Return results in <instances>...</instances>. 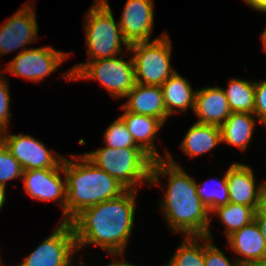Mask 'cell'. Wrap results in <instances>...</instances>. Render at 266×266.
Instances as JSON below:
<instances>
[{"instance_id":"cell-1","label":"cell","mask_w":266,"mask_h":266,"mask_svg":"<svg viewBox=\"0 0 266 266\" xmlns=\"http://www.w3.org/2000/svg\"><path fill=\"white\" fill-rule=\"evenodd\" d=\"M138 191L126 190L120 196L79 212L71 221L77 250L96 245L117 257L124 255L132 235Z\"/></svg>"},{"instance_id":"cell-2","label":"cell","mask_w":266,"mask_h":266,"mask_svg":"<svg viewBox=\"0 0 266 266\" xmlns=\"http://www.w3.org/2000/svg\"><path fill=\"white\" fill-rule=\"evenodd\" d=\"M165 154V159L153 162L150 184H159L162 176L168 178L160 206L170 230L184 233L183 236H207L213 241L209 229L210 212L197 194L196 181L174 161L168 151Z\"/></svg>"},{"instance_id":"cell-3","label":"cell","mask_w":266,"mask_h":266,"mask_svg":"<svg viewBox=\"0 0 266 266\" xmlns=\"http://www.w3.org/2000/svg\"><path fill=\"white\" fill-rule=\"evenodd\" d=\"M80 156V157H79ZM63 160L66 179V222L82 210L120 196L127 189L103 169L92 163L84 153Z\"/></svg>"},{"instance_id":"cell-4","label":"cell","mask_w":266,"mask_h":266,"mask_svg":"<svg viewBox=\"0 0 266 266\" xmlns=\"http://www.w3.org/2000/svg\"><path fill=\"white\" fill-rule=\"evenodd\" d=\"M98 168L115 178L127 190L138 191L135 185H150L154 160L140 147L100 148L84 154Z\"/></svg>"},{"instance_id":"cell-5","label":"cell","mask_w":266,"mask_h":266,"mask_svg":"<svg viewBox=\"0 0 266 266\" xmlns=\"http://www.w3.org/2000/svg\"><path fill=\"white\" fill-rule=\"evenodd\" d=\"M94 2L83 22L89 61L113 58L120 52L124 54L122 46L128 50L129 44L122 35L119 22L114 20L108 1Z\"/></svg>"},{"instance_id":"cell-6","label":"cell","mask_w":266,"mask_h":266,"mask_svg":"<svg viewBox=\"0 0 266 266\" xmlns=\"http://www.w3.org/2000/svg\"><path fill=\"white\" fill-rule=\"evenodd\" d=\"M120 58H106L73 66L61 76L68 80H97L114 98H124L135 85L134 61Z\"/></svg>"},{"instance_id":"cell-7","label":"cell","mask_w":266,"mask_h":266,"mask_svg":"<svg viewBox=\"0 0 266 266\" xmlns=\"http://www.w3.org/2000/svg\"><path fill=\"white\" fill-rule=\"evenodd\" d=\"M172 43L168 34L153 41L135 43L129 46L134 61L135 83L159 86L175 72L170 66Z\"/></svg>"},{"instance_id":"cell-8","label":"cell","mask_w":266,"mask_h":266,"mask_svg":"<svg viewBox=\"0 0 266 266\" xmlns=\"http://www.w3.org/2000/svg\"><path fill=\"white\" fill-rule=\"evenodd\" d=\"M76 239L70 222L59 226L19 266H72L77 252Z\"/></svg>"},{"instance_id":"cell-9","label":"cell","mask_w":266,"mask_h":266,"mask_svg":"<svg viewBox=\"0 0 266 266\" xmlns=\"http://www.w3.org/2000/svg\"><path fill=\"white\" fill-rule=\"evenodd\" d=\"M68 56V53L58 51L53 46L30 48L20 51L4 70L15 76L39 82L57 71Z\"/></svg>"},{"instance_id":"cell-10","label":"cell","mask_w":266,"mask_h":266,"mask_svg":"<svg viewBox=\"0 0 266 266\" xmlns=\"http://www.w3.org/2000/svg\"><path fill=\"white\" fill-rule=\"evenodd\" d=\"M0 140L23 170L57 168L64 160L57 152L53 156L41 141L28 134H8L6 130L0 133Z\"/></svg>"},{"instance_id":"cell-11","label":"cell","mask_w":266,"mask_h":266,"mask_svg":"<svg viewBox=\"0 0 266 266\" xmlns=\"http://www.w3.org/2000/svg\"><path fill=\"white\" fill-rule=\"evenodd\" d=\"M63 162L57 168L24 170L22 179L26 193L34 200H57L62 207L63 218L66 222V179L61 178Z\"/></svg>"},{"instance_id":"cell-12","label":"cell","mask_w":266,"mask_h":266,"mask_svg":"<svg viewBox=\"0 0 266 266\" xmlns=\"http://www.w3.org/2000/svg\"><path fill=\"white\" fill-rule=\"evenodd\" d=\"M35 8L32 5L22 6L8 21L0 26V55L15 51L27 50L24 46L33 43L38 37V24Z\"/></svg>"},{"instance_id":"cell-13","label":"cell","mask_w":266,"mask_h":266,"mask_svg":"<svg viewBox=\"0 0 266 266\" xmlns=\"http://www.w3.org/2000/svg\"><path fill=\"white\" fill-rule=\"evenodd\" d=\"M153 25V0H127L120 17L119 26L129 46L151 41Z\"/></svg>"},{"instance_id":"cell-14","label":"cell","mask_w":266,"mask_h":266,"mask_svg":"<svg viewBox=\"0 0 266 266\" xmlns=\"http://www.w3.org/2000/svg\"><path fill=\"white\" fill-rule=\"evenodd\" d=\"M229 247L240 258L235 259L240 266H255L266 258V241L254 220L227 236Z\"/></svg>"},{"instance_id":"cell-15","label":"cell","mask_w":266,"mask_h":266,"mask_svg":"<svg viewBox=\"0 0 266 266\" xmlns=\"http://www.w3.org/2000/svg\"><path fill=\"white\" fill-rule=\"evenodd\" d=\"M124 98H128V101L121 105L120 108L123 110L158 118L163 124L169 117L163 91L159 86L135 83Z\"/></svg>"},{"instance_id":"cell-16","label":"cell","mask_w":266,"mask_h":266,"mask_svg":"<svg viewBox=\"0 0 266 266\" xmlns=\"http://www.w3.org/2000/svg\"><path fill=\"white\" fill-rule=\"evenodd\" d=\"M229 202L257 209L260 185L255 184L254 171L250 166L233 163L226 172Z\"/></svg>"},{"instance_id":"cell-17","label":"cell","mask_w":266,"mask_h":266,"mask_svg":"<svg viewBox=\"0 0 266 266\" xmlns=\"http://www.w3.org/2000/svg\"><path fill=\"white\" fill-rule=\"evenodd\" d=\"M194 113L197 123L220 127L232 111L222 88L211 86L196 91Z\"/></svg>"},{"instance_id":"cell-18","label":"cell","mask_w":266,"mask_h":266,"mask_svg":"<svg viewBox=\"0 0 266 266\" xmlns=\"http://www.w3.org/2000/svg\"><path fill=\"white\" fill-rule=\"evenodd\" d=\"M119 117L127 126L128 131L131 133L138 147L147 153L154 161L165 159V157L161 156L156 150L154 145L156 134L159 129L164 126L158 118L136 114L127 110Z\"/></svg>"},{"instance_id":"cell-19","label":"cell","mask_w":266,"mask_h":266,"mask_svg":"<svg viewBox=\"0 0 266 266\" xmlns=\"http://www.w3.org/2000/svg\"><path fill=\"white\" fill-rule=\"evenodd\" d=\"M161 88L168 116L179 113L180 110L186 111L190 107L194 111L197 90H192L191 84L177 71L161 85Z\"/></svg>"},{"instance_id":"cell-20","label":"cell","mask_w":266,"mask_h":266,"mask_svg":"<svg viewBox=\"0 0 266 266\" xmlns=\"http://www.w3.org/2000/svg\"><path fill=\"white\" fill-rule=\"evenodd\" d=\"M255 115L246 112H232L220 126L222 142L246 150L253 136Z\"/></svg>"},{"instance_id":"cell-21","label":"cell","mask_w":266,"mask_h":266,"mask_svg":"<svg viewBox=\"0 0 266 266\" xmlns=\"http://www.w3.org/2000/svg\"><path fill=\"white\" fill-rule=\"evenodd\" d=\"M220 143L222 138L219 126L196 122L188 129L180 147L192 158L211 151Z\"/></svg>"},{"instance_id":"cell-22","label":"cell","mask_w":266,"mask_h":266,"mask_svg":"<svg viewBox=\"0 0 266 266\" xmlns=\"http://www.w3.org/2000/svg\"><path fill=\"white\" fill-rule=\"evenodd\" d=\"M222 90L228 100L232 112H246L254 114L255 81L230 78L227 88Z\"/></svg>"},{"instance_id":"cell-23","label":"cell","mask_w":266,"mask_h":266,"mask_svg":"<svg viewBox=\"0 0 266 266\" xmlns=\"http://www.w3.org/2000/svg\"><path fill=\"white\" fill-rule=\"evenodd\" d=\"M255 212L256 209L254 207L229 202L226 205L217 207L211 214L215 213L218 215L220 222H222L226 228L224 233L227 237L231 233L254 221Z\"/></svg>"},{"instance_id":"cell-24","label":"cell","mask_w":266,"mask_h":266,"mask_svg":"<svg viewBox=\"0 0 266 266\" xmlns=\"http://www.w3.org/2000/svg\"><path fill=\"white\" fill-rule=\"evenodd\" d=\"M166 266H205L204 236H185Z\"/></svg>"},{"instance_id":"cell-25","label":"cell","mask_w":266,"mask_h":266,"mask_svg":"<svg viewBox=\"0 0 266 266\" xmlns=\"http://www.w3.org/2000/svg\"><path fill=\"white\" fill-rule=\"evenodd\" d=\"M212 180V183L205 181L204 184H197L196 182V191L202 202V204L208 209L211 213L214 209L219 206L226 205L229 203V191L227 186L226 173L222 179ZM217 183V185H215ZM211 184V186H210Z\"/></svg>"},{"instance_id":"cell-26","label":"cell","mask_w":266,"mask_h":266,"mask_svg":"<svg viewBox=\"0 0 266 266\" xmlns=\"http://www.w3.org/2000/svg\"><path fill=\"white\" fill-rule=\"evenodd\" d=\"M107 147L114 149L126 147H138L123 120L118 117L113 121L104 133Z\"/></svg>"},{"instance_id":"cell-27","label":"cell","mask_w":266,"mask_h":266,"mask_svg":"<svg viewBox=\"0 0 266 266\" xmlns=\"http://www.w3.org/2000/svg\"><path fill=\"white\" fill-rule=\"evenodd\" d=\"M23 168L0 140V184L6 185L11 179L21 178Z\"/></svg>"},{"instance_id":"cell-28","label":"cell","mask_w":266,"mask_h":266,"mask_svg":"<svg viewBox=\"0 0 266 266\" xmlns=\"http://www.w3.org/2000/svg\"><path fill=\"white\" fill-rule=\"evenodd\" d=\"M204 265L205 266H239L235 260L234 263L224 255V253L215 245L212 240L204 236Z\"/></svg>"},{"instance_id":"cell-29","label":"cell","mask_w":266,"mask_h":266,"mask_svg":"<svg viewBox=\"0 0 266 266\" xmlns=\"http://www.w3.org/2000/svg\"><path fill=\"white\" fill-rule=\"evenodd\" d=\"M6 80L7 78L4 79V76L0 74V133L7 130L8 125H10L9 118L11 117L9 111L10 89Z\"/></svg>"},{"instance_id":"cell-30","label":"cell","mask_w":266,"mask_h":266,"mask_svg":"<svg viewBox=\"0 0 266 266\" xmlns=\"http://www.w3.org/2000/svg\"><path fill=\"white\" fill-rule=\"evenodd\" d=\"M254 115L266 127V80L255 81Z\"/></svg>"},{"instance_id":"cell-31","label":"cell","mask_w":266,"mask_h":266,"mask_svg":"<svg viewBox=\"0 0 266 266\" xmlns=\"http://www.w3.org/2000/svg\"><path fill=\"white\" fill-rule=\"evenodd\" d=\"M255 213L266 214V183H262L260 186L258 207Z\"/></svg>"},{"instance_id":"cell-32","label":"cell","mask_w":266,"mask_h":266,"mask_svg":"<svg viewBox=\"0 0 266 266\" xmlns=\"http://www.w3.org/2000/svg\"><path fill=\"white\" fill-rule=\"evenodd\" d=\"M247 5L253 9L266 13V0H243Z\"/></svg>"},{"instance_id":"cell-33","label":"cell","mask_w":266,"mask_h":266,"mask_svg":"<svg viewBox=\"0 0 266 266\" xmlns=\"http://www.w3.org/2000/svg\"><path fill=\"white\" fill-rule=\"evenodd\" d=\"M255 221L260 227L262 236L266 241V214L264 213H255Z\"/></svg>"},{"instance_id":"cell-34","label":"cell","mask_w":266,"mask_h":266,"mask_svg":"<svg viewBox=\"0 0 266 266\" xmlns=\"http://www.w3.org/2000/svg\"><path fill=\"white\" fill-rule=\"evenodd\" d=\"M6 199V185L0 184V210L3 208Z\"/></svg>"},{"instance_id":"cell-35","label":"cell","mask_w":266,"mask_h":266,"mask_svg":"<svg viewBox=\"0 0 266 266\" xmlns=\"http://www.w3.org/2000/svg\"><path fill=\"white\" fill-rule=\"evenodd\" d=\"M105 266H136V265H133L131 263H127V261L125 262V261L119 259L117 261L114 260L112 263L105 265Z\"/></svg>"},{"instance_id":"cell-36","label":"cell","mask_w":266,"mask_h":266,"mask_svg":"<svg viewBox=\"0 0 266 266\" xmlns=\"http://www.w3.org/2000/svg\"><path fill=\"white\" fill-rule=\"evenodd\" d=\"M261 39H262V44H263V50L266 52V28L261 33Z\"/></svg>"},{"instance_id":"cell-37","label":"cell","mask_w":266,"mask_h":266,"mask_svg":"<svg viewBox=\"0 0 266 266\" xmlns=\"http://www.w3.org/2000/svg\"><path fill=\"white\" fill-rule=\"evenodd\" d=\"M255 266H266V258L262 262L257 263Z\"/></svg>"},{"instance_id":"cell-38","label":"cell","mask_w":266,"mask_h":266,"mask_svg":"<svg viewBox=\"0 0 266 266\" xmlns=\"http://www.w3.org/2000/svg\"><path fill=\"white\" fill-rule=\"evenodd\" d=\"M79 266H85L84 262L82 261Z\"/></svg>"}]
</instances>
